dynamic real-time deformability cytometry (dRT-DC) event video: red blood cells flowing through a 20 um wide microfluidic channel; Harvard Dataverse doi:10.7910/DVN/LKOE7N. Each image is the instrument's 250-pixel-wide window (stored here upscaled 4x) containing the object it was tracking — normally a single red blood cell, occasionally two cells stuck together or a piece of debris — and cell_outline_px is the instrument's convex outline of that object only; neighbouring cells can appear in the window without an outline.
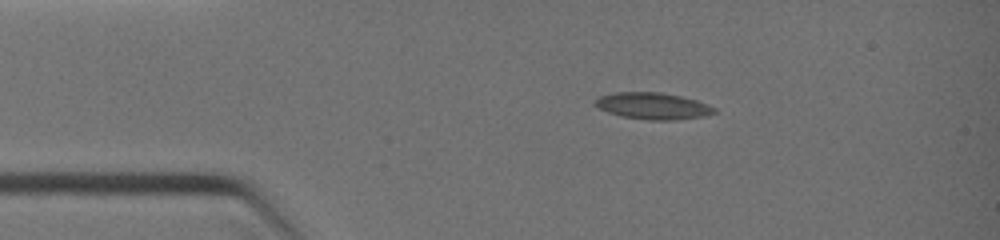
{"species": "common noctule bat (a hibernating species)", "species_latin": "Nyctalus noctula", "temperature_condition": "warm", "stored_images_in_passage": 3, "camera_frame_rate_fps": 3000, "um_per_image_px": 0.085, "animal": {"sex": "female", "body_mass_g": 19.0, "forearm_length_mm": 51.5}, "frame": {"image": 1, "passage_image": 1, "time_ms": 0.0, "image_size_px": [1000, 240], "cell_outline_px": [[716, 112], [704, 116], [676, 120], [648, 120], [620, 116], [608, 112], [592, 104], [600, 96], [616, 92], [660, 92], [680, 96], [696, 100], [708, 104], [716, 108]], "centroid_in_image_um": [55.5, 9.01], "position_along_channel_um": 29.5, "area_um2": 18.5}}